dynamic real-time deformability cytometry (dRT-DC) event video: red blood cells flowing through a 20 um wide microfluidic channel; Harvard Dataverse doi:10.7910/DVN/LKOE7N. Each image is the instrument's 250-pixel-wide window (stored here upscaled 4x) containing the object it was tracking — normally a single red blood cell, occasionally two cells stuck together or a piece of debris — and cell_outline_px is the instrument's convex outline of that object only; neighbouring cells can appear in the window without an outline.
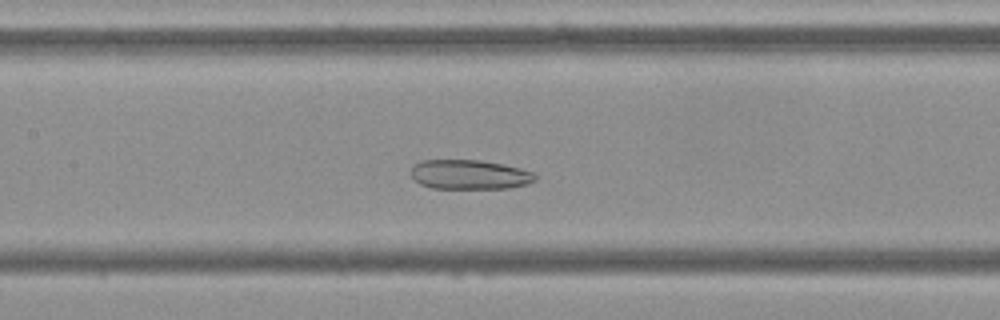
{"species": "Egyptian fruit bat (a non-hibernating species)", "species_latin": "Rousettus aegyptiacus", "temperature_condition": "cold", "stored_images_in_passage": 53, "camera_frame_rate_fps": 3000, "um_per_image_px": 0.085, "frame": {"image": 1, "passage_image": 23, "time_ms": 7.333, "image_size_px": [1000, 320], "cell_outline_px": [[536, 180], [528, 184], [508, 188], [432, 188], [420, 184], [412, 176], [412, 164], [420, 160], [480, 160], [520, 168], [532, 172], [536, 176]], "centroid_in_image_um": [39.9, 14.83], "position_along_channel_um": 167.5, "area_um2": 21.27}}
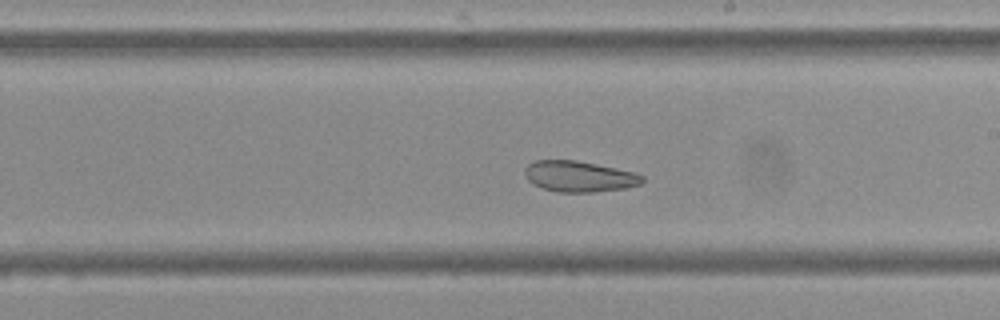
{"frame": {"image": 2, "passage_image": 29, "time_ms": 9.333, "image_size_px": [1000, 320], "cell_outline_px": [[644, 180], [640, 184], [624, 188], [592, 192], [560, 192], [544, 188], [532, 184], [524, 176], [524, 168], [528, 164], [536, 160], [576, 160], [596, 164], [632, 172], [644, 176]], "centroid_in_image_um": [49.18, 14.99], "position_along_channel_um": 239.8, "area_um2": 20.98}}
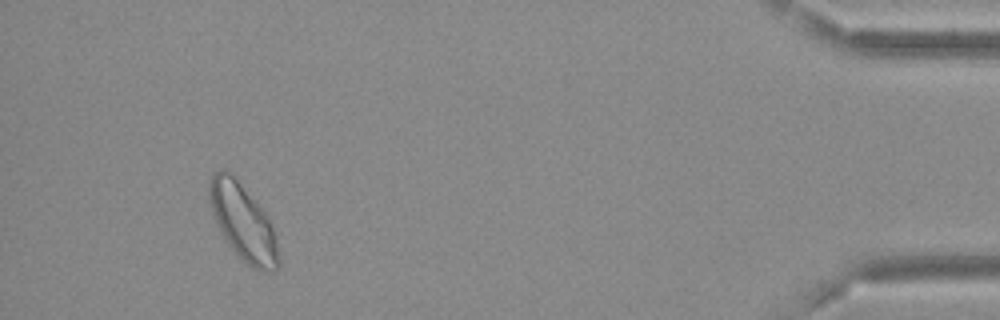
{"frame": {"image": 3, "passage_image": 49, "time_ms": 16.0, "image_size_px": [1000, 320], "cell_outline_px": [[280, 264], [272, 272], [252, 268], [244, 264], [228, 244], [216, 224], [212, 212], [208, 196], [208, 180], [212, 172], [220, 168], [228, 168], [232, 172], [264, 212], [276, 236], [280, 260]], "centroid_in_image_um": [20.61, 18.85], "position_along_channel_um": 414.6, "area_um2": 31.21}, "authors_computed_cell_mechanics": {"area_um2": 27.6284, "velocity_mm_per_s": 3.6238, "shape_relaxation_time_tau1_ms": null, "shape_relaxation_time_tau2_ms": 2.7427, "deformation_change_tau1": null, "deformation_change_tau2": 0.0826}}